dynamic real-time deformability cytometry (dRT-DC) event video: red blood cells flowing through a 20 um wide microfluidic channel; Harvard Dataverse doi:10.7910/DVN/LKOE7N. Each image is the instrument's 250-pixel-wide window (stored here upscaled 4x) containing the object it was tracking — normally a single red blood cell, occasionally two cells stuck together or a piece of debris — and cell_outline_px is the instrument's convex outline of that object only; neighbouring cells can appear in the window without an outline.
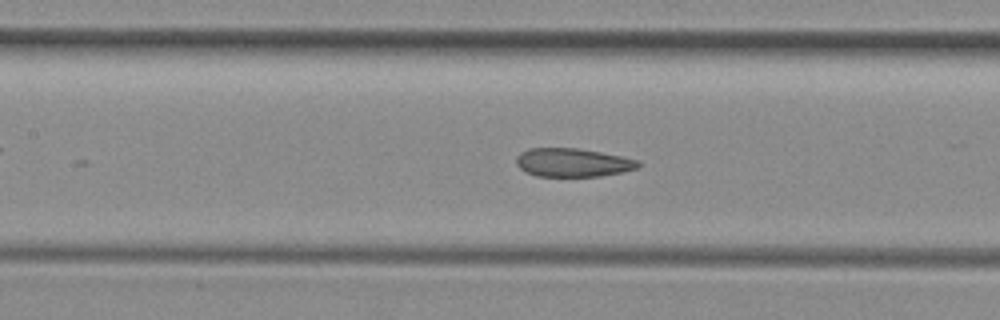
{"species": "common noctule bat (a hibernating species)", "species_latin": "Nyctalus noctula", "temperature_condition": "room temperature", "stored_images_in_passage": 26, "camera_frame_rate_fps": 3000, "um_per_image_px": 0.085, "animal": {"sex": "female", "body_mass_g": 29.2, "forearm_length_mm": 56.3}, "frame": {"image": 1, "passage_image": 22, "time_ms": 7.0, "image_size_px": [1000, 320], "cell_outline_px": [[644, 164], [640, 168], [600, 176], [536, 176], [524, 172], [516, 164], [516, 156], [520, 152], [528, 148], [576, 148], [600, 152], [640, 160]], "centroid_in_image_um": [48.69, 13.81], "position_along_channel_um": 158.7, "area_um2": 20.46}}